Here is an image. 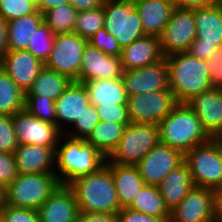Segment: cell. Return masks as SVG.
I'll use <instances>...</instances> for the list:
<instances>
[{
    "label": "cell",
    "mask_w": 222,
    "mask_h": 222,
    "mask_svg": "<svg viewBox=\"0 0 222 222\" xmlns=\"http://www.w3.org/2000/svg\"><path fill=\"white\" fill-rule=\"evenodd\" d=\"M55 157V175L63 185H69L80 177L98 171L107 160L87 140L71 138L65 134L58 141Z\"/></svg>",
    "instance_id": "cell-1"
},
{
    "label": "cell",
    "mask_w": 222,
    "mask_h": 222,
    "mask_svg": "<svg viewBox=\"0 0 222 222\" xmlns=\"http://www.w3.org/2000/svg\"><path fill=\"white\" fill-rule=\"evenodd\" d=\"M68 186L74 192L79 212L118 213L121 210L112 171L106 164Z\"/></svg>",
    "instance_id": "cell-2"
},
{
    "label": "cell",
    "mask_w": 222,
    "mask_h": 222,
    "mask_svg": "<svg viewBox=\"0 0 222 222\" xmlns=\"http://www.w3.org/2000/svg\"><path fill=\"white\" fill-rule=\"evenodd\" d=\"M169 88L178 103H185L194 95L212 88L206 60L186 52L166 56Z\"/></svg>",
    "instance_id": "cell-3"
},
{
    "label": "cell",
    "mask_w": 222,
    "mask_h": 222,
    "mask_svg": "<svg viewBox=\"0 0 222 222\" xmlns=\"http://www.w3.org/2000/svg\"><path fill=\"white\" fill-rule=\"evenodd\" d=\"M159 131L160 143L180 150L183 154L211 139L186 103H178L172 109L159 123Z\"/></svg>",
    "instance_id": "cell-4"
},
{
    "label": "cell",
    "mask_w": 222,
    "mask_h": 222,
    "mask_svg": "<svg viewBox=\"0 0 222 222\" xmlns=\"http://www.w3.org/2000/svg\"><path fill=\"white\" fill-rule=\"evenodd\" d=\"M59 184L55 173L18 174L5 188L6 204L38 210Z\"/></svg>",
    "instance_id": "cell-5"
},
{
    "label": "cell",
    "mask_w": 222,
    "mask_h": 222,
    "mask_svg": "<svg viewBox=\"0 0 222 222\" xmlns=\"http://www.w3.org/2000/svg\"><path fill=\"white\" fill-rule=\"evenodd\" d=\"M194 186L222 187V144L218 138L198 145L184 154Z\"/></svg>",
    "instance_id": "cell-6"
},
{
    "label": "cell",
    "mask_w": 222,
    "mask_h": 222,
    "mask_svg": "<svg viewBox=\"0 0 222 222\" xmlns=\"http://www.w3.org/2000/svg\"><path fill=\"white\" fill-rule=\"evenodd\" d=\"M160 143L159 125L130 123L106 162L135 166Z\"/></svg>",
    "instance_id": "cell-7"
},
{
    "label": "cell",
    "mask_w": 222,
    "mask_h": 222,
    "mask_svg": "<svg viewBox=\"0 0 222 222\" xmlns=\"http://www.w3.org/2000/svg\"><path fill=\"white\" fill-rule=\"evenodd\" d=\"M104 27L121 48L145 36L134 0H104Z\"/></svg>",
    "instance_id": "cell-8"
},
{
    "label": "cell",
    "mask_w": 222,
    "mask_h": 222,
    "mask_svg": "<svg viewBox=\"0 0 222 222\" xmlns=\"http://www.w3.org/2000/svg\"><path fill=\"white\" fill-rule=\"evenodd\" d=\"M87 43L88 39L75 32L55 34L50 56L44 66L75 81Z\"/></svg>",
    "instance_id": "cell-9"
},
{
    "label": "cell",
    "mask_w": 222,
    "mask_h": 222,
    "mask_svg": "<svg viewBox=\"0 0 222 222\" xmlns=\"http://www.w3.org/2000/svg\"><path fill=\"white\" fill-rule=\"evenodd\" d=\"M177 104L171 89L132 95L127 100L128 116L131 123L159 125Z\"/></svg>",
    "instance_id": "cell-10"
},
{
    "label": "cell",
    "mask_w": 222,
    "mask_h": 222,
    "mask_svg": "<svg viewBox=\"0 0 222 222\" xmlns=\"http://www.w3.org/2000/svg\"><path fill=\"white\" fill-rule=\"evenodd\" d=\"M196 38L194 10L175 7L159 36L164 57L186 52Z\"/></svg>",
    "instance_id": "cell-11"
},
{
    "label": "cell",
    "mask_w": 222,
    "mask_h": 222,
    "mask_svg": "<svg viewBox=\"0 0 222 222\" xmlns=\"http://www.w3.org/2000/svg\"><path fill=\"white\" fill-rule=\"evenodd\" d=\"M19 145H37L56 148L63 134L56 124L42 121L23 109L12 116Z\"/></svg>",
    "instance_id": "cell-12"
},
{
    "label": "cell",
    "mask_w": 222,
    "mask_h": 222,
    "mask_svg": "<svg viewBox=\"0 0 222 222\" xmlns=\"http://www.w3.org/2000/svg\"><path fill=\"white\" fill-rule=\"evenodd\" d=\"M184 162V154L159 143L135 166L147 185L158 186L166 175Z\"/></svg>",
    "instance_id": "cell-13"
},
{
    "label": "cell",
    "mask_w": 222,
    "mask_h": 222,
    "mask_svg": "<svg viewBox=\"0 0 222 222\" xmlns=\"http://www.w3.org/2000/svg\"><path fill=\"white\" fill-rule=\"evenodd\" d=\"M128 96L168 90V65L165 57L151 65L124 70L122 75Z\"/></svg>",
    "instance_id": "cell-14"
},
{
    "label": "cell",
    "mask_w": 222,
    "mask_h": 222,
    "mask_svg": "<svg viewBox=\"0 0 222 222\" xmlns=\"http://www.w3.org/2000/svg\"><path fill=\"white\" fill-rule=\"evenodd\" d=\"M169 222H214L213 189L194 186L170 211Z\"/></svg>",
    "instance_id": "cell-15"
},
{
    "label": "cell",
    "mask_w": 222,
    "mask_h": 222,
    "mask_svg": "<svg viewBox=\"0 0 222 222\" xmlns=\"http://www.w3.org/2000/svg\"><path fill=\"white\" fill-rule=\"evenodd\" d=\"M120 56H110L93 47L90 43L84 48L79 76L76 82L84 83L100 79H117L123 75Z\"/></svg>",
    "instance_id": "cell-16"
},
{
    "label": "cell",
    "mask_w": 222,
    "mask_h": 222,
    "mask_svg": "<svg viewBox=\"0 0 222 222\" xmlns=\"http://www.w3.org/2000/svg\"><path fill=\"white\" fill-rule=\"evenodd\" d=\"M185 103L197 115L211 138L222 135V88L212 87Z\"/></svg>",
    "instance_id": "cell-17"
},
{
    "label": "cell",
    "mask_w": 222,
    "mask_h": 222,
    "mask_svg": "<svg viewBox=\"0 0 222 222\" xmlns=\"http://www.w3.org/2000/svg\"><path fill=\"white\" fill-rule=\"evenodd\" d=\"M0 67L26 93L44 67V63L28 50H8L0 61Z\"/></svg>",
    "instance_id": "cell-18"
},
{
    "label": "cell",
    "mask_w": 222,
    "mask_h": 222,
    "mask_svg": "<svg viewBox=\"0 0 222 222\" xmlns=\"http://www.w3.org/2000/svg\"><path fill=\"white\" fill-rule=\"evenodd\" d=\"M90 105L85 85L72 81L55 101L56 125L64 133Z\"/></svg>",
    "instance_id": "cell-19"
},
{
    "label": "cell",
    "mask_w": 222,
    "mask_h": 222,
    "mask_svg": "<svg viewBox=\"0 0 222 222\" xmlns=\"http://www.w3.org/2000/svg\"><path fill=\"white\" fill-rule=\"evenodd\" d=\"M39 222H76L79 208L74 192L59 184L38 209Z\"/></svg>",
    "instance_id": "cell-20"
},
{
    "label": "cell",
    "mask_w": 222,
    "mask_h": 222,
    "mask_svg": "<svg viewBox=\"0 0 222 222\" xmlns=\"http://www.w3.org/2000/svg\"><path fill=\"white\" fill-rule=\"evenodd\" d=\"M164 58L158 36L145 35L122 48L120 60L123 70L141 68Z\"/></svg>",
    "instance_id": "cell-21"
},
{
    "label": "cell",
    "mask_w": 222,
    "mask_h": 222,
    "mask_svg": "<svg viewBox=\"0 0 222 222\" xmlns=\"http://www.w3.org/2000/svg\"><path fill=\"white\" fill-rule=\"evenodd\" d=\"M55 150L37 145H18L13 152L18 174L55 173Z\"/></svg>",
    "instance_id": "cell-22"
},
{
    "label": "cell",
    "mask_w": 222,
    "mask_h": 222,
    "mask_svg": "<svg viewBox=\"0 0 222 222\" xmlns=\"http://www.w3.org/2000/svg\"><path fill=\"white\" fill-rule=\"evenodd\" d=\"M146 35L160 36L175 6L172 0H134Z\"/></svg>",
    "instance_id": "cell-23"
},
{
    "label": "cell",
    "mask_w": 222,
    "mask_h": 222,
    "mask_svg": "<svg viewBox=\"0 0 222 222\" xmlns=\"http://www.w3.org/2000/svg\"><path fill=\"white\" fill-rule=\"evenodd\" d=\"M112 171L120 209L129 208L145 185L136 166L105 163Z\"/></svg>",
    "instance_id": "cell-24"
},
{
    "label": "cell",
    "mask_w": 222,
    "mask_h": 222,
    "mask_svg": "<svg viewBox=\"0 0 222 222\" xmlns=\"http://www.w3.org/2000/svg\"><path fill=\"white\" fill-rule=\"evenodd\" d=\"M157 187L166 206L171 211L194 187L188 165L183 162L170 171Z\"/></svg>",
    "instance_id": "cell-25"
},
{
    "label": "cell",
    "mask_w": 222,
    "mask_h": 222,
    "mask_svg": "<svg viewBox=\"0 0 222 222\" xmlns=\"http://www.w3.org/2000/svg\"><path fill=\"white\" fill-rule=\"evenodd\" d=\"M87 90L90 104L127 105L128 94L121 78L100 79L83 83Z\"/></svg>",
    "instance_id": "cell-26"
},
{
    "label": "cell",
    "mask_w": 222,
    "mask_h": 222,
    "mask_svg": "<svg viewBox=\"0 0 222 222\" xmlns=\"http://www.w3.org/2000/svg\"><path fill=\"white\" fill-rule=\"evenodd\" d=\"M196 38L222 48V6L194 9Z\"/></svg>",
    "instance_id": "cell-27"
},
{
    "label": "cell",
    "mask_w": 222,
    "mask_h": 222,
    "mask_svg": "<svg viewBox=\"0 0 222 222\" xmlns=\"http://www.w3.org/2000/svg\"><path fill=\"white\" fill-rule=\"evenodd\" d=\"M71 82L72 80L66 75L44 66L25 95H34L56 101Z\"/></svg>",
    "instance_id": "cell-28"
},
{
    "label": "cell",
    "mask_w": 222,
    "mask_h": 222,
    "mask_svg": "<svg viewBox=\"0 0 222 222\" xmlns=\"http://www.w3.org/2000/svg\"><path fill=\"white\" fill-rule=\"evenodd\" d=\"M43 22L44 16L39 10L36 13L8 21L9 50H27L29 39Z\"/></svg>",
    "instance_id": "cell-29"
},
{
    "label": "cell",
    "mask_w": 222,
    "mask_h": 222,
    "mask_svg": "<svg viewBox=\"0 0 222 222\" xmlns=\"http://www.w3.org/2000/svg\"><path fill=\"white\" fill-rule=\"evenodd\" d=\"M129 208L156 218L170 219V210L154 185L145 184Z\"/></svg>",
    "instance_id": "cell-30"
},
{
    "label": "cell",
    "mask_w": 222,
    "mask_h": 222,
    "mask_svg": "<svg viewBox=\"0 0 222 222\" xmlns=\"http://www.w3.org/2000/svg\"><path fill=\"white\" fill-rule=\"evenodd\" d=\"M126 126L115 122L99 121L86 140L107 158L120 142Z\"/></svg>",
    "instance_id": "cell-31"
},
{
    "label": "cell",
    "mask_w": 222,
    "mask_h": 222,
    "mask_svg": "<svg viewBox=\"0 0 222 222\" xmlns=\"http://www.w3.org/2000/svg\"><path fill=\"white\" fill-rule=\"evenodd\" d=\"M25 109V92L0 67V114L14 116Z\"/></svg>",
    "instance_id": "cell-32"
},
{
    "label": "cell",
    "mask_w": 222,
    "mask_h": 222,
    "mask_svg": "<svg viewBox=\"0 0 222 222\" xmlns=\"http://www.w3.org/2000/svg\"><path fill=\"white\" fill-rule=\"evenodd\" d=\"M77 14L78 11L70 3L58 5L43 14L44 23L53 34L74 32Z\"/></svg>",
    "instance_id": "cell-33"
},
{
    "label": "cell",
    "mask_w": 222,
    "mask_h": 222,
    "mask_svg": "<svg viewBox=\"0 0 222 222\" xmlns=\"http://www.w3.org/2000/svg\"><path fill=\"white\" fill-rule=\"evenodd\" d=\"M104 27V6L81 11L77 14L74 32L89 39L99 29Z\"/></svg>",
    "instance_id": "cell-34"
},
{
    "label": "cell",
    "mask_w": 222,
    "mask_h": 222,
    "mask_svg": "<svg viewBox=\"0 0 222 222\" xmlns=\"http://www.w3.org/2000/svg\"><path fill=\"white\" fill-rule=\"evenodd\" d=\"M54 36L55 34H53L51 29L43 22L29 39L27 50L45 64L53 47Z\"/></svg>",
    "instance_id": "cell-35"
},
{
    "label": "cell",
    "mask_w": 222,
    "mask_h": 222,
    "mask_svg": "<svg viewBox=\"0 0 222 222\" xmlns=\"http://www.w3.org/2000/svg\"><path fill=\"white\" fill-rule=\"evenodd\" d=\"M100 119L95 105L90 104L76 121L63 133L71 138L87 139Z\"/></svg>",
    "instance_id": "cell-36"
},
{
    "label": "cell",
    "mask_w": 222,
    "mask_h": 222,
    "mask_svg": "<svg viewBox=\"0 0 222 222\" xmlns=\"http://www.w3.org/2000/svg\"><path fill=\"white\" fill-rule=\"evenodd\" d=\"M25 110L42 121L56 124L55 101L51 99L25 95Z\"/></svg>",
    "instance_id": "cell-37"
},
{
    "label": "cell",
    "mask_w": 222,
    "mask_h": 222,
    "mask_svg": "<svg viewBox=\"0 0 222 222\" xmlns=\"http://www.w3.org/2000/svg\"><path fill=\"white\" fill-rule=\"evenodd\" d=\"M38 11L33 0H0V15L7 21Z\"/></svg>",
    "instance_id": "cell-38"
},
{
    "label": "cell",
    "mask_w": 222,
    "mask_h": 222,
    "mask_svg": "<svg viewBox=\"0 0 222 222\" xmlns=\"http://www.w3.org/2000/svg\"><path fill=\"white\" fill-rule=\"evenodd\" d=\"M88 43L110 56H120L122 51L117 38L114 35L109 34L105 27L94 33L88 39Z\"/></svg>",
    "instance_id": "cell-39"
},
{
    "label": "cell",
    "mask_w": 222,
    "mask_h": 222,
    "mask_svg": "<svg viewBox=\"0 0 222 222\" xmlns=\"http://www.w3.org/2000/svg\"><path fill=\"white\" fill-rule=\"evenodd\" d=\"M18 145L12 116L0 114V152L13 154Z\"/></svg>",
    "instance_id": "cell-40"
},
{
    "label": "cell",
    "mask_w": 222,
    "mask_h": 222,
    "mask_svg": "<svg viewBox=\"0 0 222 222\" xmlns=\"http://www.w3.org/2000/svg\"><path fill=\"white\" fill-rule=\"evenodd\" d=\"M100 121L115 122L128 125L130 119L128 116L127 105H99L95 106Z\"/></svg>",
    "instance_id": "cell-41"
},
{
    "label": "cell",
    "mask_w": 222,
    "mask_h": 222,
    "mask_svg": "<svg viewBox=\"0 0 222 222\" xmlns=\"http://www.w3.org/2000/svg\"><path fill=\"white\" fill-rule=\"evenodd\" d=\"M4 222H39L38 210L16 208L5 204L0 210Z\"/></svg>",
    "instance_id": "cell-42"
},
{
    "label": "cell",
    "mask_w": 222,
    "mask_h": 222,
    "mask_svg": "<svg viewBox=\"0 0 222 222\" xmlns=\"http://www.w3.org/2000/svg\"><path fill=\"white\" fill-rule=\"evenodd\" d=\"M18 176L14 155L0 152V184L5 188Z\"/></svg>",
    "instance_id": "cell-43"
},
{
    "label": "cell",
    "mask_w": 222,
    "mask_h": 222,
    "mask_svg": "<svg viewBox=\"0 0 222 222\" xmlns=\"http://www.w3.org/2000/svg\"><path fill=\"white\" fill-rule=\"evenodd\" d=\"M220 47L215 44L201 43V38H195L187 52L201 60H209Z\"/></svg>",
    "instance_id": "cell-44"
},
{
    "label": "cell",
    "mask_w": 222,
    "mask_h": 222,
    "mask_svg": "<svg viewBox=\"0 0 222 222\" xmlns=\"http://www.w3.org/2000/svg\"><path fill=\"white\" fill-rule=\"evenodd\" d=\"M169 220L145 215L130 208L121 209L117 213V222H169Z\"/></svg>",
    "instance_id": "cell-45"
},
{
    "label": "cell",
    "mask_w": 222,
    "mask_h": 222,
    "mask_svg": "<svg viewBox=\"0 0 222 222\" xmlns=\"http://www.w3.org/2000/svg\"><path fill=\"white\" fill-rule=\"evenodd\" d=\"M207 66L212 87L222 88V75H220L222 66V48L217 50L211 59L207 60Z\"/></svg>",
    "instance_id": "cell-46"
},
{
    "label": "cell",
    "mask_w": 222,
    "mask_h": 222,
    "mask_svg": "<svg viewBox=\"0 0 222 222\" xmlns=\"http://www.w3.org/2000/svg\"><path fill=\"white\" fill-rule=\"evenodd\" d=\"M76 222H117V213L79 212Z\"/></svg>",
    "instance_id": "cell-47"
},
{
    "label": "cell",
    "mask_w": 222,
    "mask_h": 222,
    "mask_svg": "<svg viewBox=\"0 0 222 222\" xmlns=\"http://www.w3.org/2000/svg\"><path fill=\"white\" fill-rule=\"evenodd\" d=\"M175 7L183 9H200L216 5L215 0H172Z\"/></svg>",
    "instance_id": "cell-48"
},
{
    "label": "cell",
    "mask_w": 222,
    "mask_h": 222,
    "mask_svg": "<svg viewBox=\"0 0 222 222\" xmlns=\"http://www.w3.org/2000/svg\"><path fill=\"white\" fill-rule=\"evenodd\" d=\"M8 50V21L0 15V61Z\"/></svg>",
    "instance_id": "cell-49"
},
{
    "label": "cell",
    "mask_w": 222,
    "mask_h": 222,
    "mask_svg": "<svg viewBox=\"0 0 222 222\" xmlns=\"http://www.w3.org/2000/svg\"><path fill=\"white\" fill-rule=\"evenodd\" d=\"M214 222H222V187L213 189Z\"/></svg>",
    "instance_id": "cell-50"
},
{
    "label": "cell",
    "mask_w": 222,
    "mask_h": 222,
    "mask_svg": "<svg viewBox=\"0 0 222 222\" xmlns=\"http://www.w3.org/2000/svg\"><path fill=\"white\" fill-rule=\"evenodd\" d=\"M104 0H70V4L78 11H87L103 5Z\"/></svg>",
    "instance_id": "cell-51"
},
{
    "label": "cell",
    "mask_w": 222,
    "mask_h": 222,
    "mask_svg": "<svg viewBox=\"0 0 222 222\" xmlns=\"http://www.w3.org/2000/svg\"><path fill=\"white\" fill-rule=\"evenodd\" d=\"M70 0H39L36 3L37 9L44 14L47 10L52 9L58 5L68 4Z\"/></svg>",
    "instance_id": "cell-52"
},
{
    "label": "cell",
    "mask_w": 222,
    "mask_h": 222,
    "mask_svg": "<svg viewBox=\"0 0 222 222\" xmlns=\"http://www.w3.org/2000/svg\"><path fill=\"white\" fill-rule=\"evenodd\" d=\"M5 204H6L5 187L0 184V210L5 206Z\"/></svg>",
    "instance_id": "cell-53"
},
{
    "label": "cell",
    "mask_w": 222,
    "mask_h": 222,
    "mask_svg": "<svg viewBox=\"0 0 222 222\" xmlns=\"http://www.w3.org/2000/svg\"><path fill=\"white\" fill-rule=\"evenodd\" d=\"M215 2H216V5L222 6V0H215Z\"/></svg>",
    "instance_id": "cell-54"
},
{
    "label": "cell",
    "mask_w": 222,
    "mask_h": 222,
    "mask_svg": "<svg viewBox=\"0 0 222 222\" xmlns=\"http://www.w3.org/2000/svg\"><path fill=\"white\" fill-rule=\"evenodd\" d=\"M218 140H219L220 143L222 144V135H220V136L218 137Z\"/></svg>",
    "instance_id": "cell-55"
},
{
    "label": "cell",
    "mask_w": 222,
    "mask_h": 222,
    "mask_svg": "<svg viewBox=\"0 0 222 222\" xmlns=\"http://www.w3.org/2000/svg\"><path fill=\"white\" fill-rule=\"evenodd\" d=\"M0 222H4V219H3L2 215H1V213H0Z\"/></svg>",
    "instance_id": "cell-56"
}]
</instances>
